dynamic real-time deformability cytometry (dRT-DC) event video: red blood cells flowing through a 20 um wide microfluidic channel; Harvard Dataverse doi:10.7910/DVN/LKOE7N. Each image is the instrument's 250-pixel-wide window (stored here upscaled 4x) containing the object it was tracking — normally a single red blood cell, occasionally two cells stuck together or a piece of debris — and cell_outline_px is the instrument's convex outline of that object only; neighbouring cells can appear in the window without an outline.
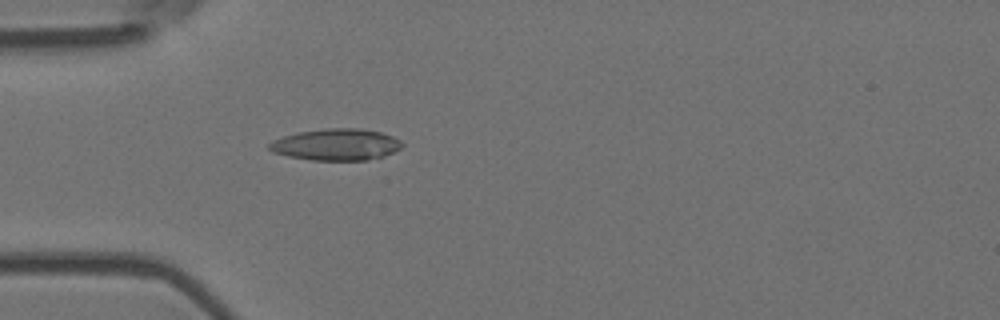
{"species": "Egyptian fruit bat (a non-hibernating species)", "species_latin": "Rousettus aegyptiacus", "temperature_condition": "room temperature", "stored_images_in_passage": 54, "camera_frame_rate_fps": 3000, "um_per_image_px": 0.085, "animal": {"sex": "female"}, "frame": {"image": 1, "passage_image": 16, "time_ms": 5.0, "image_size_px": [1000, 320], "cell_outline_px": [[404, 144], [400, 148], [384, 156], [368, 160], [312, 160], [288, 156], [272, 152], [268, 148], [268, 144], [272, 140], [296, 132], [324, 128], [360, 128], [380, 132], [392, 136], [400, 140]], "centroid_in_image_um": [28.55, 12.28], "position_along_channel_um": 56.4, "area_um2": 24.57}}
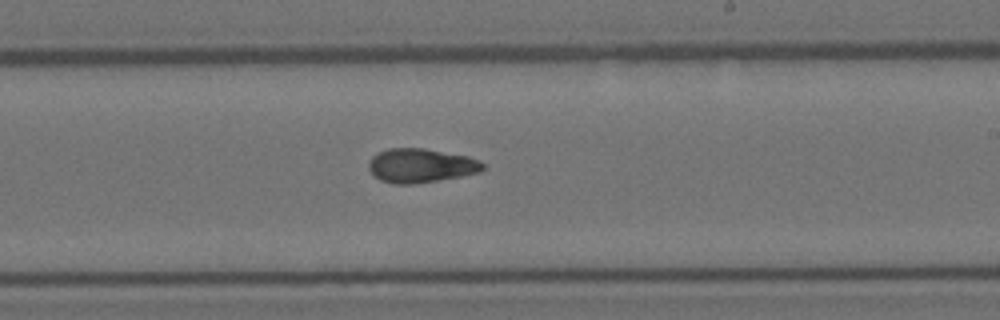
{"frame": {"image": 2, "passage_image": 32, "time_ms": 10.333, "image_size_px": [1000, 320], "cell_outline_px": [[484, 168], [480, 172], [464, 176], [412, 184], [392, 184], [380, 180], [368, 168], [368, 164], [372, 156], [388, 148], [424, 148], [468, 156], [480, 160], [484, 164]], "centroid_in_image_um": [35.79, 14.07], "position_along_channel_um": 253.2, "area_um2": 22.72}}
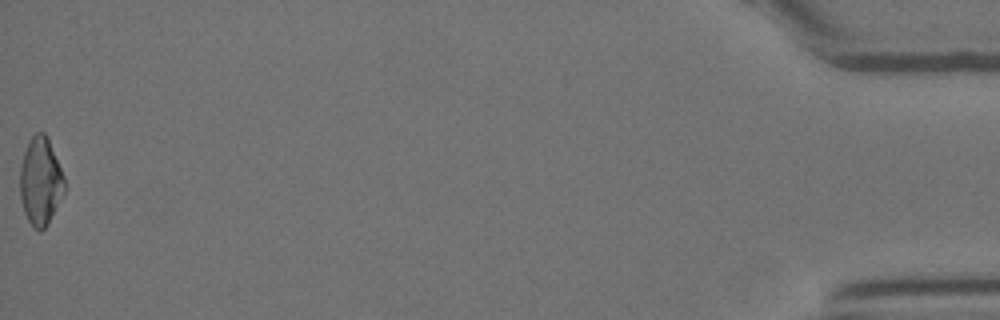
{"frame": {"image": 3, "passage_image": 54, "time_ms": 17.667, "image_size_px": [1000, 320], "cell_outline_px": [[64, 192], [48, 224], [40, 232], [32, 228], [24, 212], [20, 196], [20, 164], [24, 152], [32, 136], [36, 132], [44, 132], [48, 136], [64, 176]], "centroid_in_image_um": [3.43, 15.41], "position_along_channel_um": 431.8, "area_um2": 22.83}, "authors_computed_cell_mechanics": {"area_um2": 22.8021, "velocity_mm_per_s": 3.7891, "shape_relaxation_time_tau1_ms": 5.753, "shape_relaxation_time_tau2_ms": 4.9365, "deformation_change_tau1": 0.1764, "deformation_change_tau2": 0.1084}}